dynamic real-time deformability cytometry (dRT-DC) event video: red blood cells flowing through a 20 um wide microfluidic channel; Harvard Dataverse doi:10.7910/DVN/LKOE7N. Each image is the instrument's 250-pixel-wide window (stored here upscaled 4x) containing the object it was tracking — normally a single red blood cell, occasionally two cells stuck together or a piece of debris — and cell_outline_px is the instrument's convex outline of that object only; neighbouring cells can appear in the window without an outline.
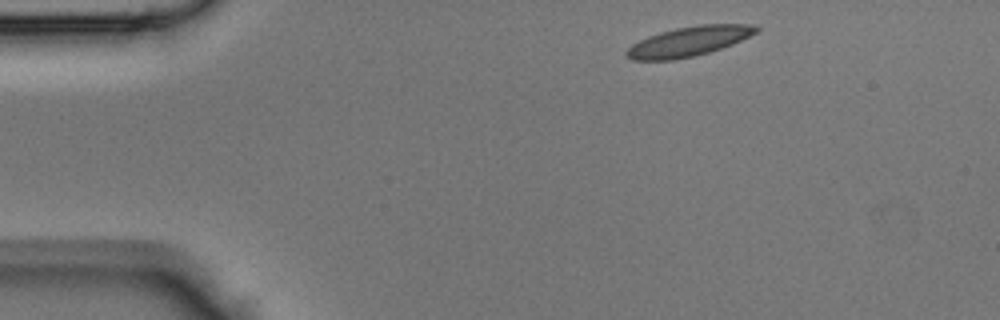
{"species": "Egyptian fruit bat (a non-hibernating species)", "species_latin": "Rousettus aegyptiacus", "temperature_condition": "room temperature", "stored_images_in_passage": 41, "camera_frame_rate_fps": 3000, "um_per_image_px": 0.085, "animal": {"sex": "male"}, "frame": {"image": 1, "passage_image": 1, "time_ms": 0.0, "image_size_px": [1000, 320], "cell_outline_px": [[760, 32], [732, 44], [708, 52], [692, 56], [672, 60], [632, 60], [624, 56], [624, 52], [632, 44], [648, 36], [660, 32], [676, 28], [700, 24], [748, 24], [760, 28]], "centroid_in_image_um": [58.54, 3.51], "position_along_channel_um": 26.5, "area_um2": 22.43}}
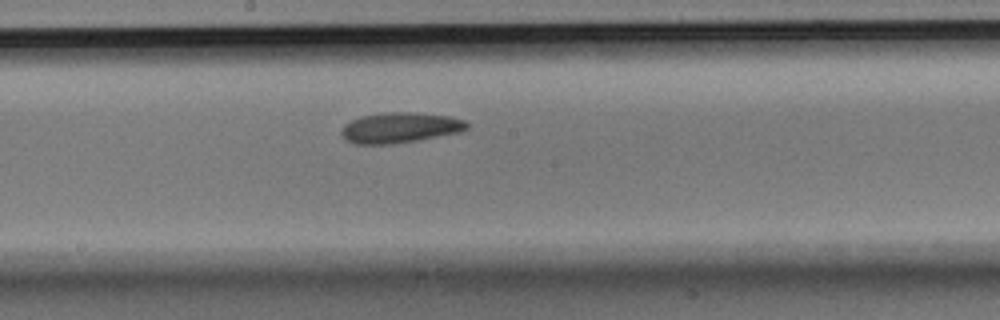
{"frame": {"image": 2, "passage_image": 19, "time_ms": 6.0, "image_size_px": [1000, 320], "cell_outline_px": [[468, 128], [460, 132], [416, 140], [392, 144], [352, 144], [344, 140], [340, 132], [344, 124], [360, 116], [380, 112], [416, 112], [448, 116], [464, 120], [468, 124]], "centroid_in_image_um": [33.94, 10.85], "position_along_channel_um": 214.3, "area_um2": 22.43}}
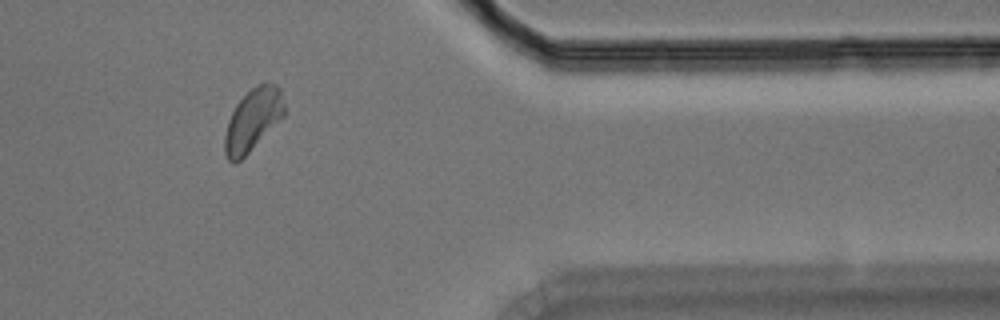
{"frame": {"image": 3, "passage_image": 33, "time_ms": 10.667, "image_size_px": [1000, 320], "cell_outline_px": [[284, 116], [236, 164], [232, 164], [228, 160], [224, 152], [224, 136], [228, 120], [236, 104], [252, 88], [260, 84], [276, 84], [280, 88], [284, 104]], "centroid_in_image_um": [21.46, 10.21], "position_along_channel_um": 389.9, "area_um2": 21.27}}